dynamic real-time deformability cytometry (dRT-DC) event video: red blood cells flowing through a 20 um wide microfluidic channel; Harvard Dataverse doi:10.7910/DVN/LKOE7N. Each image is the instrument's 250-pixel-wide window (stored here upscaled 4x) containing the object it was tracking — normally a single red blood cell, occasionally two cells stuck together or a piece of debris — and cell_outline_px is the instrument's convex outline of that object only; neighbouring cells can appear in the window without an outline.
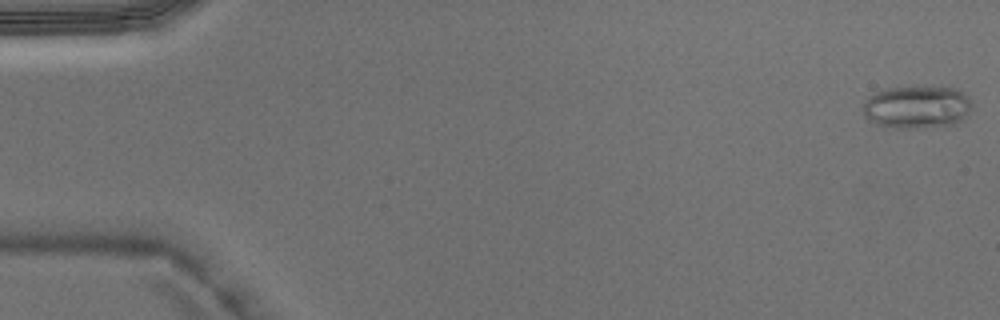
{"species": "Egyptian fruit bat (a non-hibernating species)", "species_latin": "Rousettus aegyptiacus", "temperature_condition": "warm", "stored_images_in_passage": 3, "camera_frame_rate_fps": 3000, "um_per_image_px": 0.085, "animal": {"sex": "male"}, "frame": {"image": 1, "passage_image": 1, "time_ms": 0.0, "image_size_px": [1000, 320], "cell_outline_px": [[972, 108], [968, 116], [964, 120], [956, 124], [924, 128], [892, 128], [876, 124], [868, 120], [864, 116], [864, 100], [868, 96], [884, 88], [916, 84], [956, 88], [968, 96], [972, 104]], "centroid_in_image_um": [77.96, 9.07], "position_along_channel_um": 7.0, "area_um2": 28.38}}